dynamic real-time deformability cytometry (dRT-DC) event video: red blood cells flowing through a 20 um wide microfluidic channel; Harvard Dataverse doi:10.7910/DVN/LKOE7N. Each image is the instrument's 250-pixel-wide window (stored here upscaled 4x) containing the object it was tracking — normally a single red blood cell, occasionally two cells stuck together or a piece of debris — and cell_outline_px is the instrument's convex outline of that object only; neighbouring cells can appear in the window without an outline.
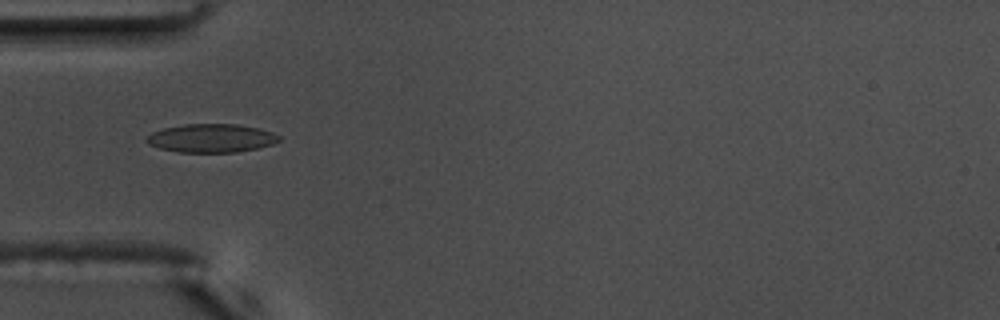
{"species": "common noctule bat (a hibernating species)", "species_latin": "Nyctalus noctula", "temperature_condition": "warm", "stored_images_in_passage": 39, "camera_frame_rate_fps": 3000, "um_per_image_px": 0.085, "animal": {"sex": "male", "body_mass_g": 17.5, "forearm_length_mm": 52.3}, "frame": {"image": 1, "passage_image": 1, "time_ms": 0.0, "image_size_px": [1000, 320], "cell_outline_px": [[280, 140], [272, 144], [256, 148], [236, 152], [180, 152], [160, 148], [148, 144], [144, 140], [152, 132], [164, 128], [184, 124], [236, 124], [260, 128], [272, 132], [280, 136]], "centroid_in_image_um": [17.96, 11.74], "position_along_channel_um": 67.0, "area_um2": 21.91}, "authors_computed_cell_mechanics": {"area_um2": 20.9236, "velocity_mm_per_s": 3.6547, "shape_relaxation_time_tau1_ms": 6.424, "shape_relaxation_time_tau2_ms": 1.5778, "deformation_change_tau1": 0.1722, "deformation_change_tau2": 0.0741}}